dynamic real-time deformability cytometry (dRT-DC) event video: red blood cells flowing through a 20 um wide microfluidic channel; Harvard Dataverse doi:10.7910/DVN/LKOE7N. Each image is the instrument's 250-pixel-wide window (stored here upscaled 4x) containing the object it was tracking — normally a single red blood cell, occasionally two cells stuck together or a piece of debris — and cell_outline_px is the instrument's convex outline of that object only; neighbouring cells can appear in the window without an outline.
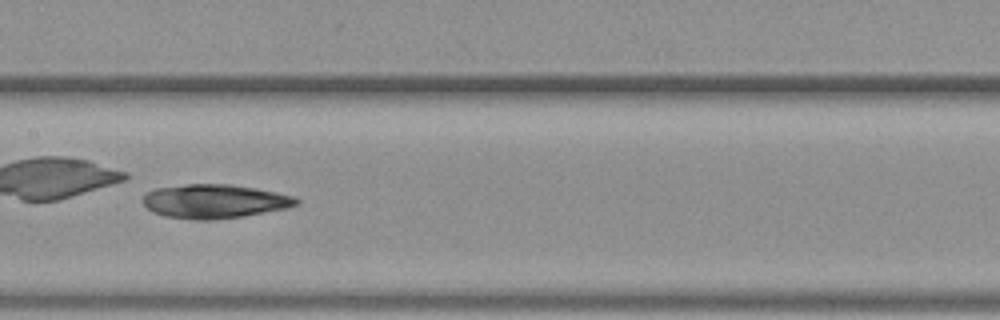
{"species": "common noctule bat (a hibernating species)", "species_latin": "Nyctalus noctula", "temperature_condition": "warm", "stored_images_in_passage": 42, "camera_frame_rate_fps": 3000, "um_per_image_px": 0.085, "animal": {"sex": "female", "body_mass_g": 19.3, "forearm_length_mm": 54.1}, "frame": {"image": 1, "passage_image": 19, "time_ms": 6.0, "image_size_px": [1000, 320], "cell_outline_px": [[300, 200], [296, 204], [288, 208], [244, 216], [208, 220], [192, 220], [164, 216], [152, 212], [140, 200], [148, 192], [156, 188], [188, 184], [232, 184], [256, 188], [296, 196]], "centroid_in_image_um": [18.24, 17.11], "position_along_channel_um": 189.2, "area_um2": 30.52}}